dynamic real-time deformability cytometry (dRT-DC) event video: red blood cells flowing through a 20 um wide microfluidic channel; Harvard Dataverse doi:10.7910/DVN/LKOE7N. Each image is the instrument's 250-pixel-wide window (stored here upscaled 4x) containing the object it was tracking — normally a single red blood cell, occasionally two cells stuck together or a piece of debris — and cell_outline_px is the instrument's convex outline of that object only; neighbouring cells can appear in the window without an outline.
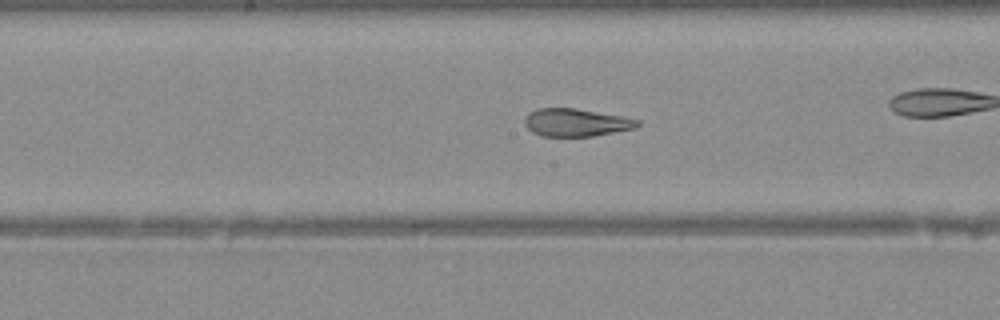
{"species": "Egyptian fruit bat (a non-hibernating species)", "species_latin": "Rousettus aegyptiacus", "temperature_condition": "warm", "stored_images_in_passage": 36, "camera_frame_rate_fps": 3000, "um_per_image_px": 0.085, "animal": {"sex": "female"}, "frame": {"image": 1, "passage_image": 21, "time_ms": 6.667, "image_size_px": [1000, 320], "cell_outline_px": [[640, 124], [636, 128], [592, 136], [540, 136], [532, 132], [524, 124], [524, 120], [528, 112], [536, 108], [576, 108], [620, 116], [640, 120]], "centroid_in_image_um": [48.93, 10.41], "position_along_channel_um": 199.3, "area_um2": 18.26}}